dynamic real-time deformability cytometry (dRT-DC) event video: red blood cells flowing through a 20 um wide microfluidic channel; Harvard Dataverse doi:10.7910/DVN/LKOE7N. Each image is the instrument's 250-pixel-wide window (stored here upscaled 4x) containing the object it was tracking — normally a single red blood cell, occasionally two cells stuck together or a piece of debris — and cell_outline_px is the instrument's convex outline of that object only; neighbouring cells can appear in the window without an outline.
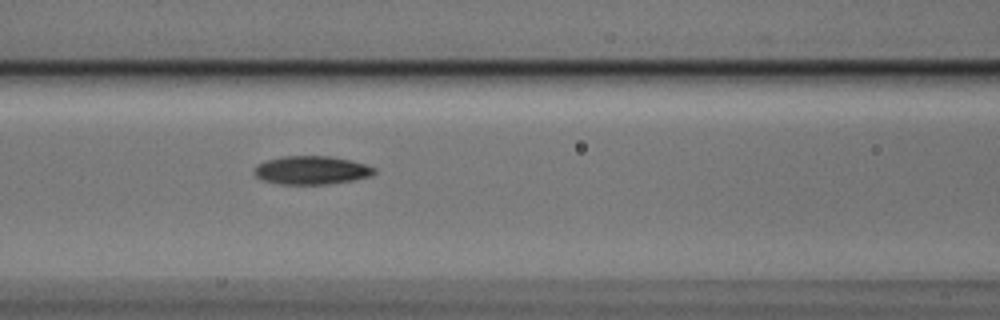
{"species": "Egyptian fruit bat (a non-hibernating species)", "species_latin": "Rousettus aegyptiacus", "temperature_condition": "cold", "stored_images_in_passage": 5, "segment_of_instrument_passage": [1, 2], "camera_frame_rate_fps": 3000, "um_per_image_px": 0.085, "animal": {"sex": "male"}, "frame": {"image": 1, "passage_image": 4, "time_ms": 1.0, "image_size_px": [1000, 320], "cell_outline_px": [[376, 172], [372, 176], [352, 180], [328, 184], [280, 184], [260, 180], [252, 172], [252, 168], [256, 164], [268, 160], [284, 156], [328, 156], [348, 160], [364, 164], [376, 168]], "centroid_in_image_um": [26.43, 14.47], "position_along_channel_um": 140.2, "area_um2": 19.94}}